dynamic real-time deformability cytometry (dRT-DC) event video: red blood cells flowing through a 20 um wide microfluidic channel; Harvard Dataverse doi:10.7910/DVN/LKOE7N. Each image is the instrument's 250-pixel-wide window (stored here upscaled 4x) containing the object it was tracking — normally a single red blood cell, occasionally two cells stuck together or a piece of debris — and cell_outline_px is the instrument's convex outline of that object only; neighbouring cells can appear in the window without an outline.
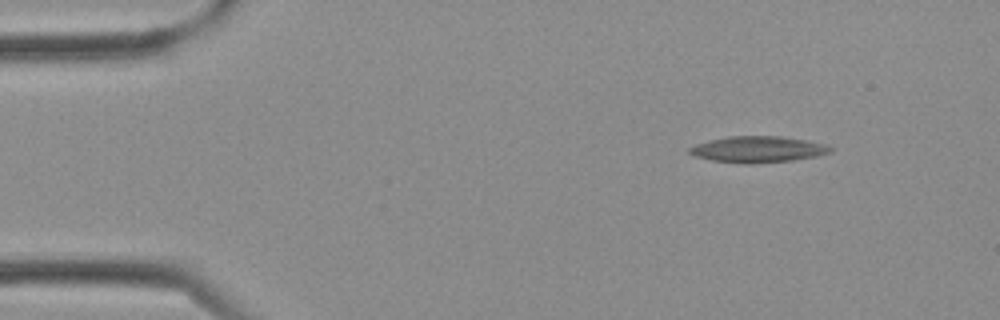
{"species": "Egyptian fruit bat (a non-hibernating species)", "species_latin": "Rousettus aegyptiacus", "temperature_condition": "cold", "stored_images_in_passage": 2, "camera_frame_rate_fps": 3000, "um_per_image_px": 0.085, "frame": {"image": 1, "passage_image": 1, "time_ms": 0.0, "image_size_px": [1000, 320], "cell_outline_px": [[832, 152], [816, 156], [792, 160], [752, 164], [712, 160], [696, 156], [688, 152], [688, 148], [696, 144], [728, 136], [780, 136], [804, 140], [824, 144], [832, 148]], "centroid_in_image_um": [64.42, 12.69], "position_along_channel_um": 20.6, "area_um2": 21.21}}